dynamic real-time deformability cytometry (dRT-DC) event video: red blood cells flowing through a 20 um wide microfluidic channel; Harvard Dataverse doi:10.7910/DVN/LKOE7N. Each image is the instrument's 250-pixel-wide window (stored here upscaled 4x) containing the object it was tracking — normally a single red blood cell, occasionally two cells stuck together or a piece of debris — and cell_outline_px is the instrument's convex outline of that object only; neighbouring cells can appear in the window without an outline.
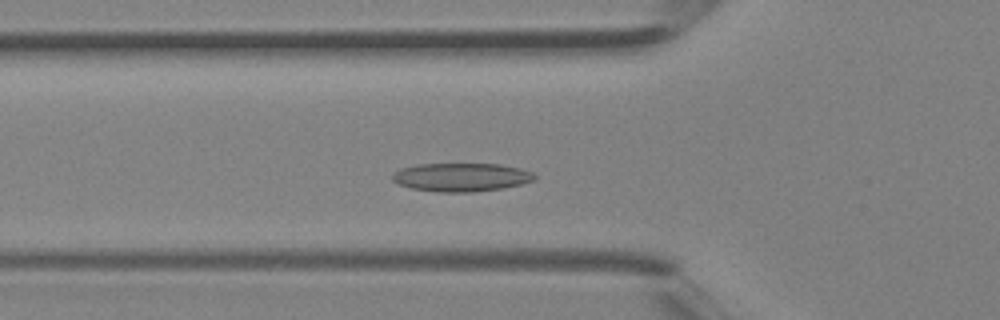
{"species": "Egyptian fruit bat (a non-hibernating species)", "species_latin": "Rousettus aegyptiacus", "temperature_condition": "room temperature", "stored_images_in_passage": 38, "camera_frame_rate_fps": 3000, "um_per_image_px": 0.085, "animal": {"sex": "female"}, "frame": {"image": 1, "passage_image": 12, "time_ms": 3.667, "image_size_px": [1000, 320], "cell_outline_px": [[536, 176], [532, 180], [520, 184], [504, 188], [472, 192], [436, 192], [412, 188], [400, 184], [392, 180], [392, 172], [400, 168], [420, 164], [500, 164], [520, 168], [532, 172]], "centroid_in_image_um": [39.18, 15.06], "position_along_channel_um": 86.6, "area_um2": 23.52}}
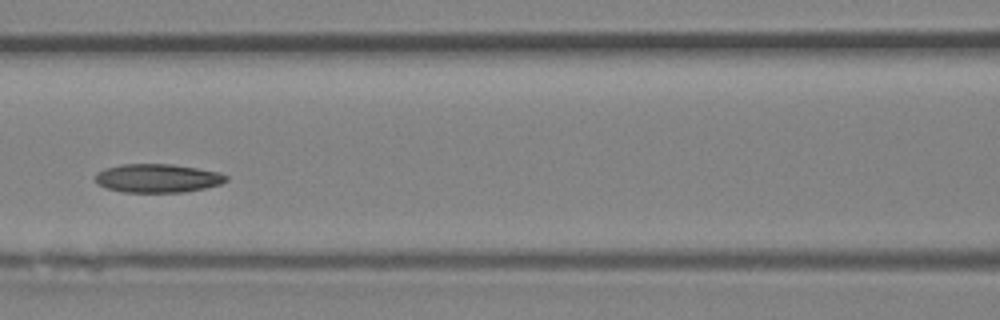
{"frame": {"image": 2, "passage_image": 16, "time_ms": 5.0, "image_size_px": [1000, 320], "cell_outline_px": [[228, 180], [220, 184], [204, 188], [184, 192], [124, 192], [108, 188], [96, 184], [96, 172], [104, 168], [120, 164], [172, 164], [220, 172], [228, 176]], "centroid_in_image_um": [13.38, 15.14], "position_along_channel_um": 153.2, "area_um2": 21.85}}
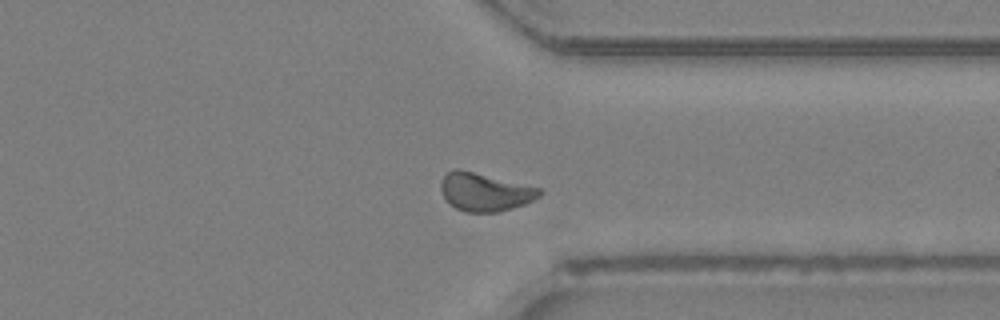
{"frame": {"image": 3, "passage_image": 29, "time_ms": 9.333, "image_size_px": [1000, 320], "cell_outline_px": [[544, 192], [540, 196], [524, 204], [512, 208], [496, 212], [464, 212], [448, 204], [440, 188], [440, 184], [444, 176], [448, 172], [456, 168], [544, 188]], "centroid_in_image_um": [41.24, 16.32], "position_along_channel_um": 370.2, "area_um2": 22.02}}